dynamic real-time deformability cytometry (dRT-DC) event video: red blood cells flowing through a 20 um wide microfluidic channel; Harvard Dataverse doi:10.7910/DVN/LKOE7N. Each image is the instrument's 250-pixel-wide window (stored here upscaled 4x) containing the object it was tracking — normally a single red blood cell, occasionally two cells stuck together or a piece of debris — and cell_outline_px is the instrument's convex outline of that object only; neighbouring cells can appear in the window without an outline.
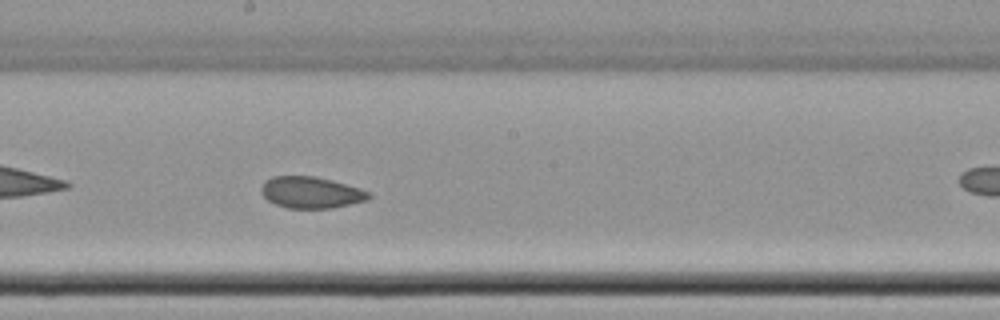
{"species": "common noctule bat (a hibernating species)", "species_latin": "Nyctalus noctula", "temperature_condition": "cold", "stored_images_in_passage": 36, "camera_frame_rate_fps": 3000, "um_per_image_px": 0.085, "animal": {"sex": "female", "body_mass_g": 22.7, "forearm_length_mm": 54.2}, "frame": {"image": 1, "passage_image": 21, "time_ms": 6.667, "image_size_px": [1000, 320], "cell_outline_px": [[372, 196], [368, 200], [332, 208], [288, 208], [276, 204], [268, 200], [260, 192], [260, 188], [264, 180], [272, 176], [316, 176], [332, 180], [360, 188], [368, 192]], "centroid_in_image_um": [26.42, 16.35], "position_along_channel_um": 221.8, "area_um2": 19.83}}